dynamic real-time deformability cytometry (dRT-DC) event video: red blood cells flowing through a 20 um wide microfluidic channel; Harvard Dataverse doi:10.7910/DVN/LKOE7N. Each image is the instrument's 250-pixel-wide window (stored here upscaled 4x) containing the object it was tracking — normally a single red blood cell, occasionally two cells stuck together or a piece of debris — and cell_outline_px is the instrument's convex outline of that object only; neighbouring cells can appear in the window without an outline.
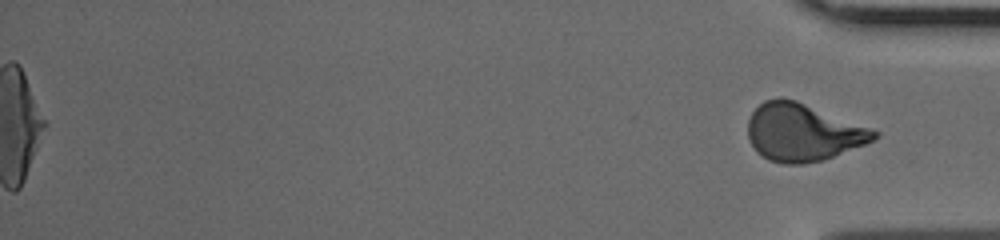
{"species": "human", "species_latin": "Homo sapiens", "temperature_condition": "cold", "stored_images_in_passage": 51, "segment_of_instrument_passage": [2, 2], "camera_frame_rate_fps": 3000, "um_per_image_px": 0.085, "donor": {"sex": "male"}, "frame": {"image": 1, "passage_image": 51, "time_ms": 16.667, "image_size_px": [1000, 240], "cell_outline_px": [[880, 136], [864, 144], [824, 160], [800, 164], [784, 164], [768, 160], [756, 152], [748, 140], [748, 120], [752, 112], [764, 100], [780, 96], [796, 100], [872, 128], [880, 132]], "centroid_in_image_um": [68.22, 11.24], "position_along_channel_um": 367.0, "area_um2": 42.54}}